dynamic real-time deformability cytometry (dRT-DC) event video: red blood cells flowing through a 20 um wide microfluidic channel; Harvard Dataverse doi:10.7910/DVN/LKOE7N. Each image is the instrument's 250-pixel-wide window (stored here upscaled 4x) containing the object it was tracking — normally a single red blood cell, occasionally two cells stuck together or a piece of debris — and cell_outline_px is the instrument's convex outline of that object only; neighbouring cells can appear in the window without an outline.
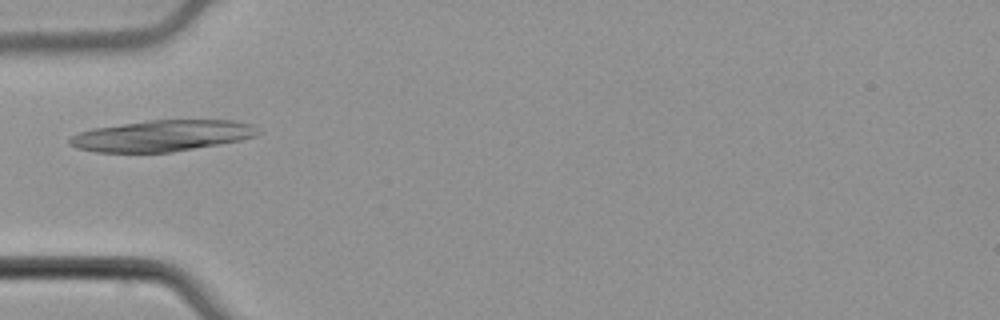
{"species": "common noctule bat (a hibernating species)", "species_latin": "Nyctalus noctula", "temperature_condition": "cold", "stored_images_in_passage": 4, "camera_frame_rate_fps": 3000, "um_per_image_px": 0.085, "animal": {"sex": "male", "body_mass_g": 21.5, "forearm_length_mm": 52.0}, "frame": {"image": 1, "passage_image": 3, "time_ms": 0.667, "image_size_px": [1000, 320], "cell_outline_px": [[260, 132], [256, 136], [240, 140], [172, 152], [96, 152], [76, 148], [68, 144], [68, 140], [72, 136], [80, 132], [92, 128], [148, 120], [232, 120], [252, 124]], "centroid_in_image_um": [13.74, 11.53], "position_along_channel_um": 71.3, "area_um2": 34.1}}
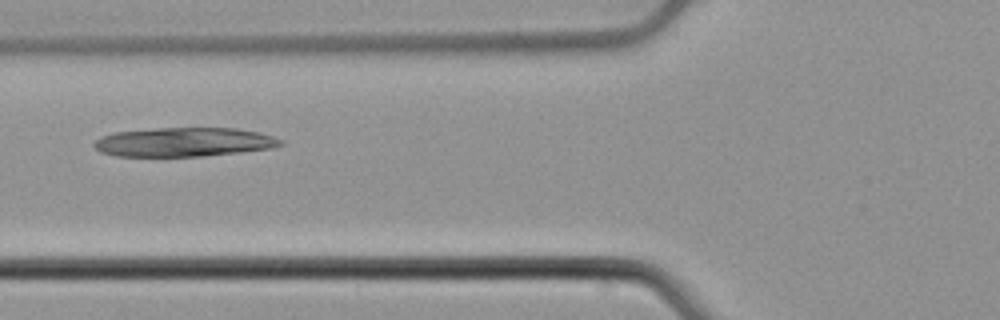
{"frame": {"image": 2, "passage_image": 4, "time_ms": 1.0, "image_size_px": [1000, 320], "cell_outline_px": [[284, 144], [272, 148], [240, 152], [204, 156], [116, 156], [100, 152], [92, 144], [100, 136], [116, 132], [156, 128], [236, 128], [260, 132], [284, 140]], "centroid_in_image_um": [15.65, 12.07], "position_along_channel_um": 110.1, "area_um2": 31.67}}